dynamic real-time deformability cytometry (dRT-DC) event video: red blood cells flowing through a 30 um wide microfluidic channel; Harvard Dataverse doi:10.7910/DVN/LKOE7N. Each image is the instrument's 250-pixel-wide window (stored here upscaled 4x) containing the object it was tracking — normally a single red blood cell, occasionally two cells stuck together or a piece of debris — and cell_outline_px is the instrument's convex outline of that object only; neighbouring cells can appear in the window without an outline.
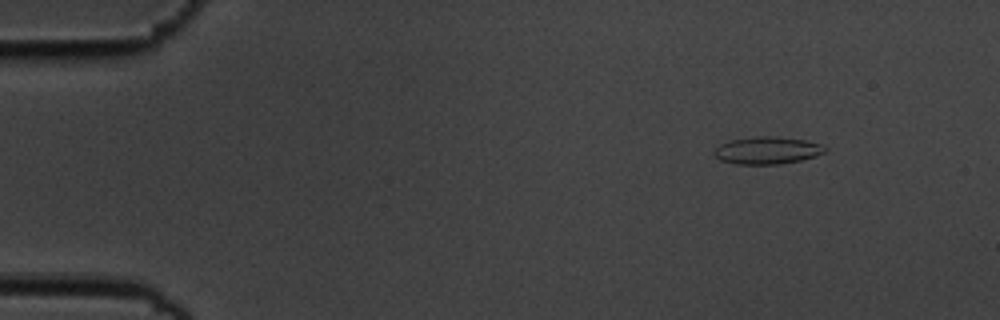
{"species": "common noctule bat (a hibernating species)", "species_latin": "Nyctalus noctula", "temperature_condition": "cold", "stored_images_in_passage": 5, "camera_frame_rate_fps": 3000, "um_per_image_px": 0.085, "animal": {"sex": "male", "body_mass_g": 19.5, "forearm_length_mm": 54.6}, "frame": {"image": 1, "passage_image": 2, "time_ms": 0.333, "image_size_px": [1000, 320], "cell_outline_px": [[828, 148], [824, 152], [816, 156], [800, 160], [780, 164], [736, 164], [720, 160], [712, 152], [720, 144], [732, 140], [756, 136], [776, 136], [804, 140], [824, 144]], "centroid_in_image_um": [65.24, 12.78], "position_along_channel_um": 19.8, "area_um2": 17.69}}